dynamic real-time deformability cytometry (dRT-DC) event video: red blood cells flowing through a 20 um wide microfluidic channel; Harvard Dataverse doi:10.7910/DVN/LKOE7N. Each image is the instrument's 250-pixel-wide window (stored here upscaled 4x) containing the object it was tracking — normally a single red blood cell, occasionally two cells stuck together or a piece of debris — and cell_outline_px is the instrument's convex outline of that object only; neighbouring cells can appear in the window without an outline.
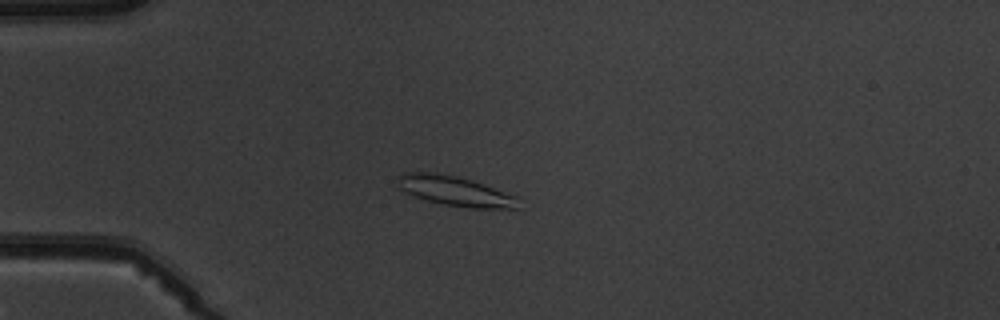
{"species": "common noctule bat (a hibernating species)", "species_latin": "Nyctalus noctula", "temperature_condition": "warm", "stored_images_in_passage": 7, "camera_frame_rate_fps": 3000, "um_per_image_px": 0.085, "animal": {"sex": "male", "body_mass_g": 19.5, "forearm_length_mm": 54.6}, "frame": {"image": 1, "passage_image": 4, "time_ms": 3.667, "image_size_px": [1000, 320], "cell_outline_px": [[520, 208], [472, 208], [444, 204], [428, 200], [404, 192], [400, 188], [396, 176], [400, 172], [436, 172], [456, 176], [472, 180], [516, 196]], "centroid_in_image_um": [38.64, 16.22], "position_along_channel_um": 46.4, "area_um2": 20.81}}
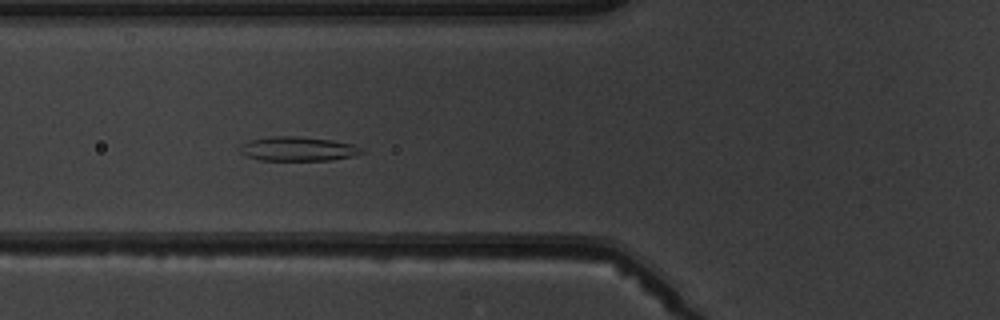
{"frame": {"image": 2, "passage_image": 6, "time_ms": 5.667, "image_size_px": [1000, 320], "cell_outline_px": [[364, 152], [352, 156], [332, 160], [260, 160], [248, 156], [240, 152], [240, 144], [252, 140], [272, 136], [296, 136], [332, 140], [352, 144], [364, 148]], "centroid_in_image_um": [25.35, 12.65], "position_along_channel_um": 100.5, "area_um2": 17.11}}
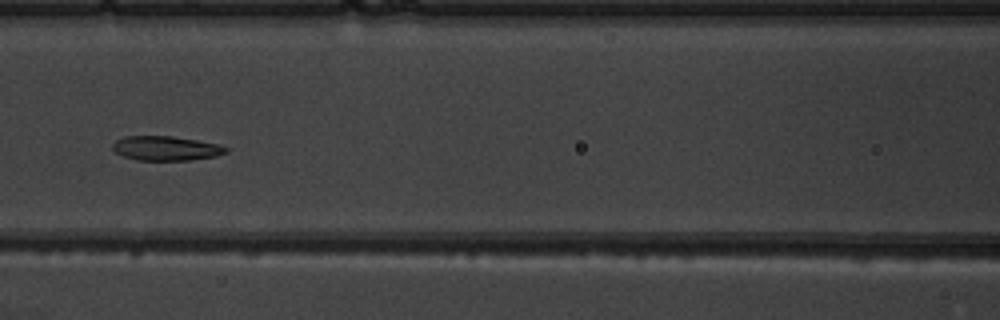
{"frame": {"image": 3, "passage_image": 7, "time_ms": 7.0, "image_size_px": [1000, 320], "cell_outline_px": [[228, 152], [216, 156], [188, 160], [136, 160], [124, 156], [116, 152], [112, 148], [112, 144], [116, 140], [124, 136], [172, 136], [220, 144], [228, 148]], "centroid_in_image_um": [14.11, 12.6], "position_along_channel_um": 152.5, "area_um2": 16.13}}